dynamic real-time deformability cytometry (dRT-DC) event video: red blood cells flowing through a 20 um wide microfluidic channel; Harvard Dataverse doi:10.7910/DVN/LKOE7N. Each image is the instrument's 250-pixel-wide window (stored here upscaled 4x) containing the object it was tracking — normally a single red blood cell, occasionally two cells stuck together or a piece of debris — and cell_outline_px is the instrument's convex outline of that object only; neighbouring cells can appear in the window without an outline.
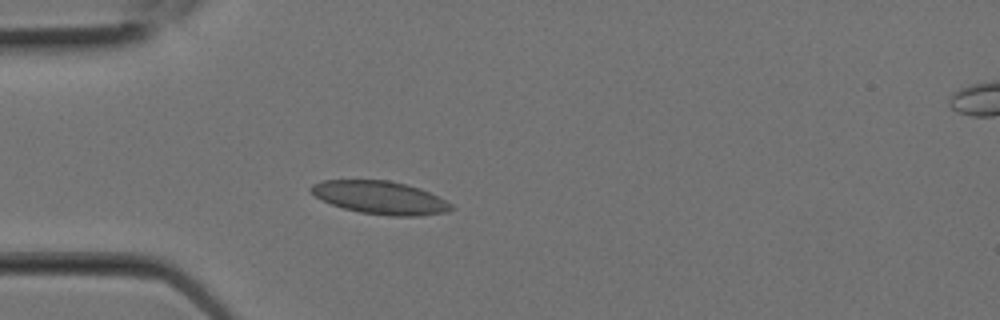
{"species": "Egyptian fruit bat (a non-hibernating species)", "species_latin": "Rousettus aegyptiacus", "temperature_condition": "room temperature", "stored_images_in_passage": 9, "camera_frame_rate_fps": 3000, "um_per_image_px": 0.085, "animal": {"sex": "female"}, "frame": {"image": 1, "passage_image": 6, "time_ms": 1.667, "image_size_px": [1000, 320], "cell_outline_px": [[456, 208], [444, 212], [420, 216], [388, 216], [360, 212], [344, 208], [332, 204], [316, 196], [308, 188], [312, 184], [324, 180], [388, 180], [408, 184], [420, 188], [452, 204]], "centroid_in_image_um": [32.32, 16.79], "position_along_channel_um": 52.7, "area_um2": 26.82}}
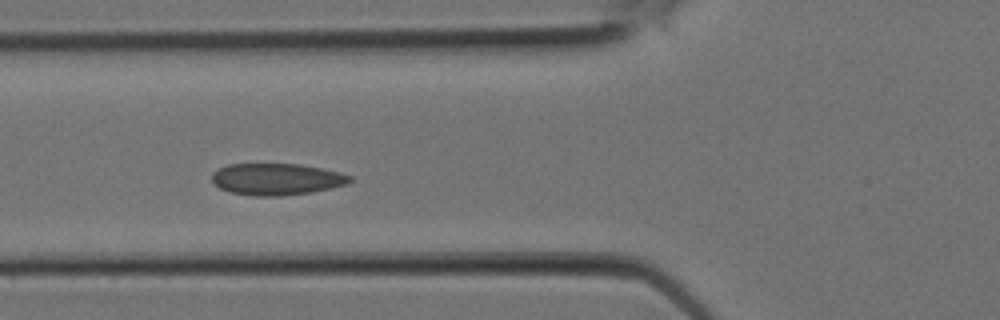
{"frame": {"image": 2, "passage_image": 8, "time_ms": 2.333, "image_size_px": [1000, 320], "cell_outline_px": [[352, 180], [348, 184], [312, 192], [280, 196], [256, 196], [232, 192], [220, 188], [212, 180], [212, 172], [216, 168], [228, 164], [300, 164], [340, 172], [352, 176]], "centroid_in_image_um": [23.51, 15.22], "position_along_channel_um": 102.3, "area_um2": 25.49}}